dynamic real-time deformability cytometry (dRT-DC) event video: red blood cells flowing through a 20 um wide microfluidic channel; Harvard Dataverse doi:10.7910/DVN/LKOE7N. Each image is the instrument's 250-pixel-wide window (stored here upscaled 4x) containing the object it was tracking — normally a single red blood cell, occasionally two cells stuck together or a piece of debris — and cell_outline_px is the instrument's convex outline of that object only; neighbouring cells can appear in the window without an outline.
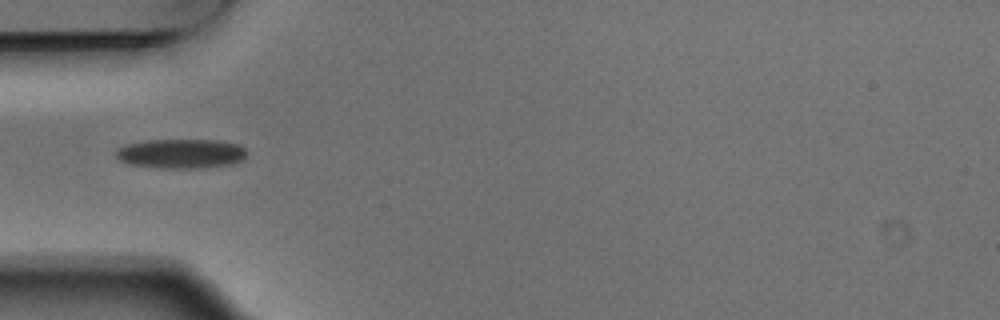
{"species": "Egyptian fruit bat (a non-hibernating species)", "species_latin": "Rousettus aegyptiacus", "temperature_condition": "warm", "stored_images_in_passage": 1, "camera_frame_rate_fps": 3000, "um_per_image_px": 0.085, "animal": {"sex": "male"}, "frame": {"image": 1, "passage_image": 1, "time_ms": 0.0, "image_size_px": [1000, 320], "cell_outline_px": [[244, 160], [232, 164], [208, 168], [156, 168], [128, 164], [120, 160], [116, 156], [116, 148], [128, 144], [148, 140], [216, 140], [236, 144], [244, 148]], "centroid_in_image_um": [15.37, 13.07], "position_along_channel_um": 69.6, "area_um2": 22.54}}